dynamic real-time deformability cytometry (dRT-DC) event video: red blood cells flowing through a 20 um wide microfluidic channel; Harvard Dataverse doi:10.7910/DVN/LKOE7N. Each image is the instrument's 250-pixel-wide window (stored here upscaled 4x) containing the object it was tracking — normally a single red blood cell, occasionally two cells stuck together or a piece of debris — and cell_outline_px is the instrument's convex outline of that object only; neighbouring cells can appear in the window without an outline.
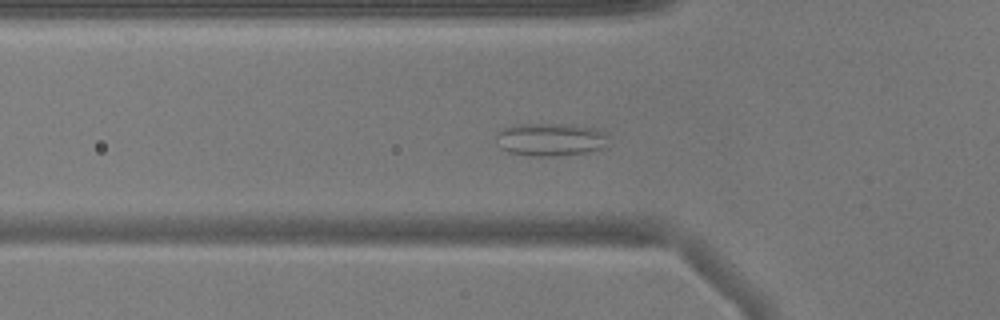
{"species": "common noctule bat (a hibernating species)", "species_latin": "Nyctalus noctula", "temperature_condition": "warm", "stored_images_in_passage": 54, "segment_of_instrument_passage": [1, 2], "camera_frame_rate_fps": 3000, "um_per_image_px": 0.085, "animal": {"sex": "male", "body_mass_g": 17.9}, "frame": {"image": 1, "passage_image": 18, "time_ms": 5.667, "image_size_px": [1000, 320], "cell_outline_px": [[604, 148], [588, 152], [556, 156], [528, 156], [508, 152], [500, 148], [496, 144], [496, 132], [504, 128], [520, 124], [572, 124], [592, 128], [600, 132], [604, 136]], "centroid_in_image_um": [46.68, 11.87], "position_along_channel_um": 79.1, "area_um2": 21.39}}
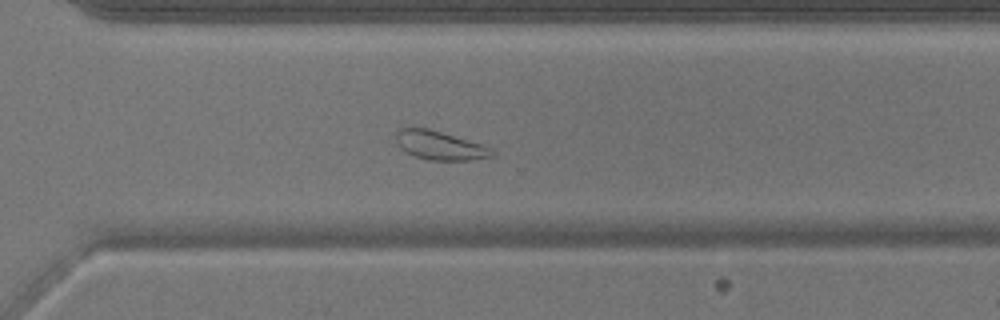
{"frame": {"image": 2, "passage_image": 38, "time_ms": 12.333, "image_size_px": [1000, 320], "cell_outline_px": [[496, 152], [492, 156], [472, 160], [428, 160], [416, 156], [400, 148], [396, 140], [396, 132], [400, 128], [412, 124], [428, 128], [480, 144], [492, 148]], "centroid_in_image_um": [37.33, 12.33], "position_along_channel_um": 333.3, "area_um2": 16.24}}
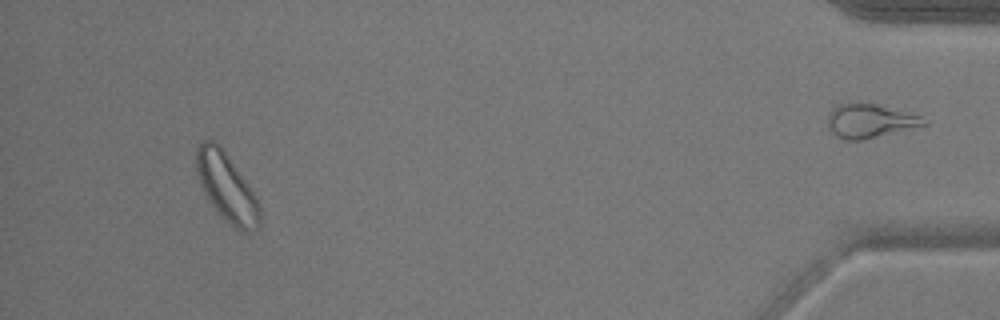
{"frame": {"image": 3, "passage_image": 50, "time_ms": 16.333, "image_size_px": [1000, 320], "cell_outline_px": [[260, 228], [248, 232], [240, 232], [224, 220], [220, 216], [204, 192], [196, 168], [196, 148], [200, 140], [212, 140], [224, 152], [248, 184], [256, 196], [260, 204]], "centroid_in_image_um": [19.29, 15.98], "position_along_channel_um": 415.9, "area_um2": 24.91}}